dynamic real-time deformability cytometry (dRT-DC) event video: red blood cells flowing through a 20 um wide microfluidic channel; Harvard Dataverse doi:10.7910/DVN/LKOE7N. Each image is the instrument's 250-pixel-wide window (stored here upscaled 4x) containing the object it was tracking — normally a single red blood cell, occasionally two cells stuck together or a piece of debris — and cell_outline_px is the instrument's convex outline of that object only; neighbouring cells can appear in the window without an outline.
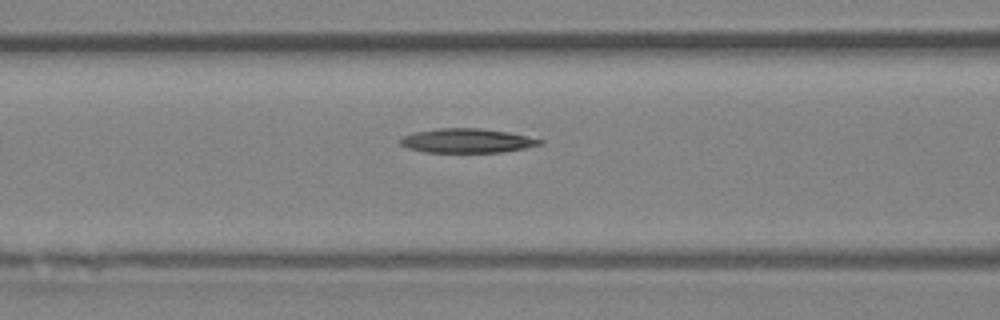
{"species": "Egyptian fruit bat (a non-hibernating species)", "species_latin": "Rousettus aegyptiacus", "temperature_condition": "room temperature", "stored_images_in_passage": 17, "camera_frame_rate_fps": 3000, "um_per_image_px": 0.085, "animal": {"sex": "female"}, "frame": {"image": 1, "passage_image": 10, "time_ms": 3.0, "image_size_px": [1000, 320], "cell_outline_px": [[544, 144], [524, 148], [500, 152], [424, 152], [408, 148], [400, 144], [400, 140], [404, 136], [416, 132], [436, 128], [480, 128], [508, 132], [544, 140]], "centroid_in_image_um": [39.71, 11.96], "position_along_channel_um": 126.9, "area_um2": 19.59}}